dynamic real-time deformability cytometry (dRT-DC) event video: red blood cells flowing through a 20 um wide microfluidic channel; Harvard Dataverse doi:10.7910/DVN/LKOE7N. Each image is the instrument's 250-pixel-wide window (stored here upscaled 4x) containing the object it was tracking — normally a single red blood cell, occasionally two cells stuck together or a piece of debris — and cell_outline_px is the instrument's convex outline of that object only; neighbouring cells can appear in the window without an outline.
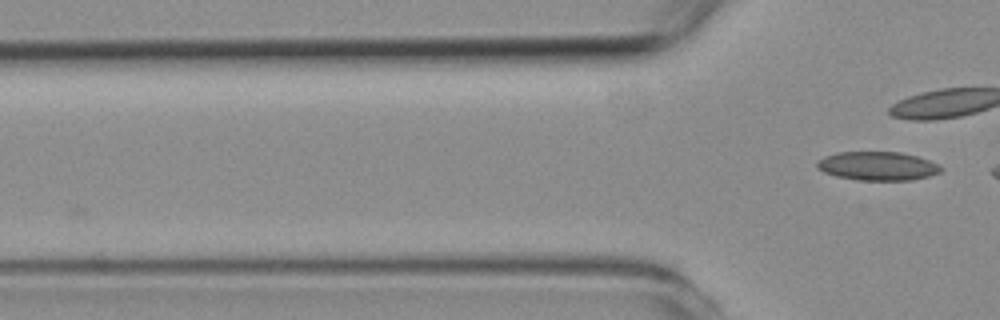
{"species": "common noctule bat (a hibernating species)", "species_latin": "Nyctalus noctula", "temperature_condition": "room temperature", "stored_images_in_passage": 2, "camera_frame_rate_fps": 3000, "um_per_image_px": 0.085, "animal": {"sex": "female", "body_mass_g": 19.3, "forearm_length_mm": 54.1}, "frame": {"image": 1, "passage_image": 2, "time_ms": 1.333, "image_size_px": [1000, 320], "cell_outline_px": [[944, 168], [940, 172], [928, 176], [912, 180], [856, 180], [836, 176], [824, 172], [816, 168], [816, 160], [824, 156], [836, 152], [900, 152], [916, 156], [928, 160]], "centroid_in_image_um": [74.54, 14.11], "position_along_channel_um": 51.3, "area_um2": 20.81}}